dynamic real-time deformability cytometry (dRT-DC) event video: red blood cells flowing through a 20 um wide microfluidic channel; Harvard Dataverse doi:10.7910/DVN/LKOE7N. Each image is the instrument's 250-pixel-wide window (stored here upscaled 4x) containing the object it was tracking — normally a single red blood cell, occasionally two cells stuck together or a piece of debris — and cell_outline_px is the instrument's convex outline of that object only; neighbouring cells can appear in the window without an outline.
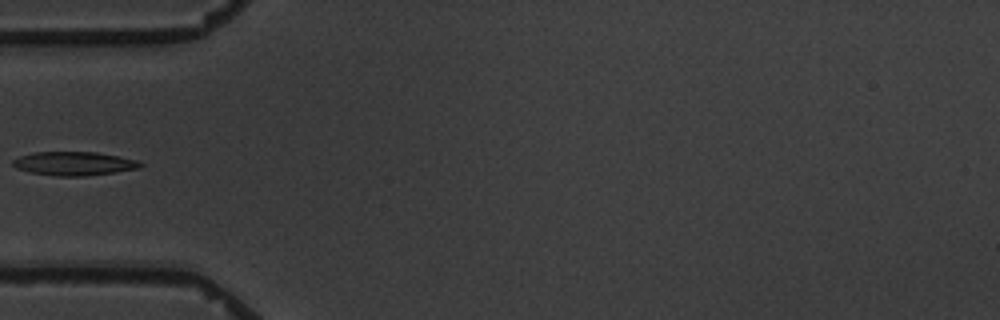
{"species": "common noctule bat (a hibernating species)", "species_latin": "Nyctalus noctula", "temperature_condition": "warm", "stored_images_in_passage": 4, "camera_frame_rate_fps": 3000, "um_per_image_px": 0.085, "animal": {"sex": "male", "body_mass_g": 19.5, "forearm_length_mm": 54.6}, "frame": {"image": 1, "passage_image": 4, "time_ms": 3.667, "image_size_px": [1000, 320], "cell_outline_px": [[144, 164], [140, 168], [116, 172], [84, 176], [56, 176], [28, 172], [16, 168], [12, 164], [12, 160], [20, 156], [32, 152], [96, 152], [120, 156], [136, 160]], "centroid_in_image_um": [6.28, 13.9], "position_along_channel_um": 78.7, "area_um2": 17.74}}